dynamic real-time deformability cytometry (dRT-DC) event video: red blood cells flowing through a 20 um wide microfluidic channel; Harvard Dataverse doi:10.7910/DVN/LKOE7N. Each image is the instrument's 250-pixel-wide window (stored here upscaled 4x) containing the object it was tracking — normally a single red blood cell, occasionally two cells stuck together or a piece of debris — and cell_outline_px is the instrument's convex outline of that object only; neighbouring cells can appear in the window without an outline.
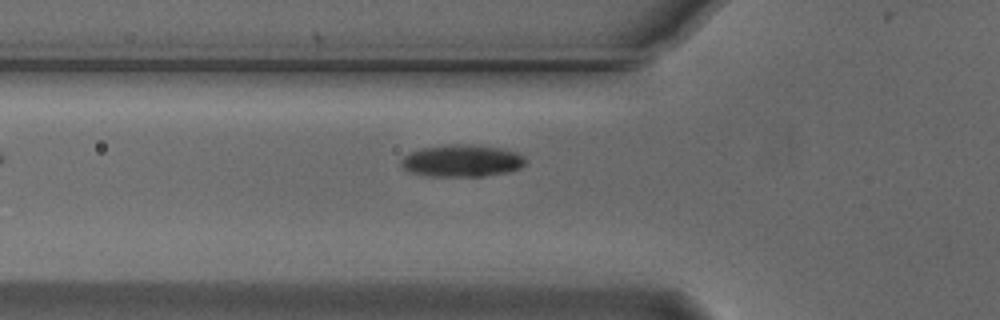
{"species": "Egyptian fruit bat (a non-hibernating species)", "species_latin": "Rousettus aegyptiacus", "temperature_condition": "cold", "stored_images_in_passage": 42, "camera_frame_rate_fps": 3000, "um_per_image_px": 0.085, "animal": {"sex": "male"}, "frame": {"image": 1, "passage_image": 11, "time_ms": 3.333, "image_size_px": [1000, 320], "cell_outline_px": [[528, 160], [520, 168], [508, 172], [484, 176], [432, 176], [412, 172], [404, 168], [400, 164], [400, 160], [404, 156], [420, 148], [452, 144], [464, 144], [500, 148], [516, 152], [524, 156]], "centroid_in_image_um": [39.29, 13.66], "position_along_channel_um": 86.5, "area_um2": 23.12}}
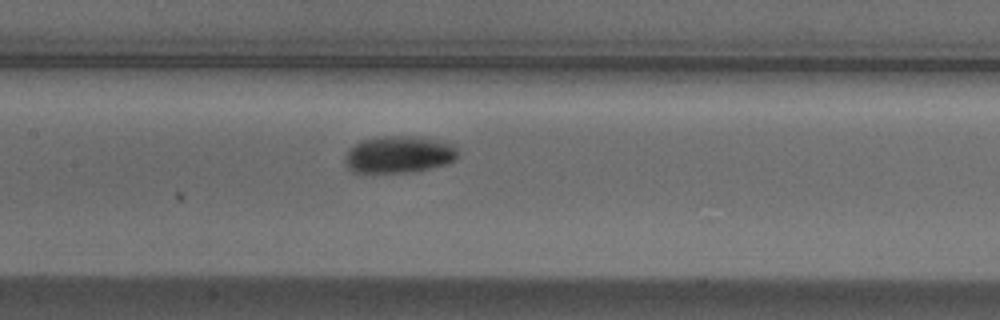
{"frame": {"image": 2, "passage_image": 18, "time_ms": 5.667, "image_size_px": [1000, 320], "cell_outline_px": [[456, 160], [448, 164], [420, 172], [352, 172], [344, 164], [344, 156], [360, 140], [376, 136], [412, 136], [452, 144], [456, 148]], "centroid_in_image_um": [33.89, 13.15], "position_along_channel_um": 173.5, "area_um2": 24.45}}
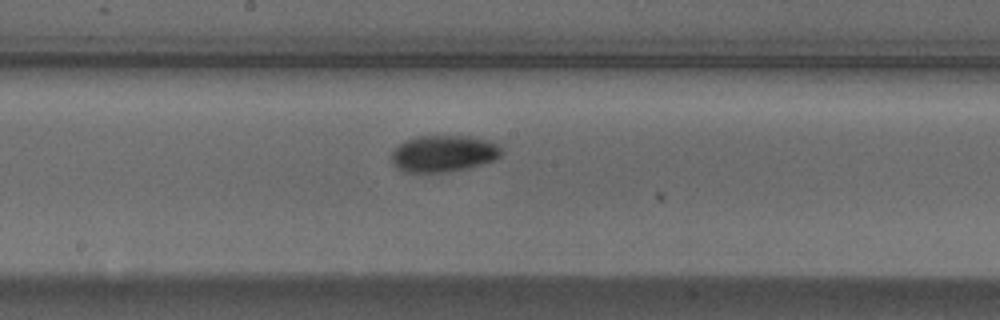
{"frame": {"image": 3, "passage_image": 21, "time_ms": 6.667, "image_size_px": [1000, 320], "cell_outline_px": [[500, 156], [496, 160], [472, 168], [444, 172], [404, 172], [396, 168], [392, 164], [392, 152], [404, 140], [416, 136], [472, 136], [488, 140], [496, 144], [500, 148]], "centroid_in_image_um": [37.7, 13.06], "position_along_channel_um": 210.5, "area_um2": 23.7}, "authors_computed_cell_mechanics": {"area_um2": 20.4901, "velocity_mm_per_s": 3.728, "shape_relaxation_time_tau1_ms": 8.3284, "shape_relaxation_time_tau2_ms": null, "deformation_change_tau1": 0.1993, "deformation_change_tau2": null}}